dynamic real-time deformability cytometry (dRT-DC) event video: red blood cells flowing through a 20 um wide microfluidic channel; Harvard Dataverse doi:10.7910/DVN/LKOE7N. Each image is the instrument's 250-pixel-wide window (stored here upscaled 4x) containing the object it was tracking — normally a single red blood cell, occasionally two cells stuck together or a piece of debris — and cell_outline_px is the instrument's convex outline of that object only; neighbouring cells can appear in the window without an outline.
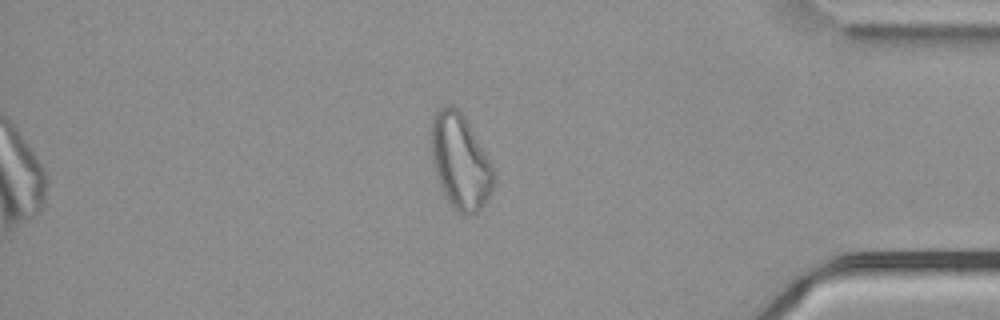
{"species": "common noctule bat (a hibernating species)", "species_latin": "Nyctalus noctula", "temperature_condition": "cold", "stored_images_in_passage": 55, "camera_frame_rate_fps": 3000, "um_per_image_px": 0.085, "animal": {"sex": "male", "body_mass_g": 21.5, "forearm_length_mm": 52.0}, "frame": {"image": 1, "passage_image": 47, "time_ms": 15.333, "image_size_px": [1000, 320], "cell_outline_px": [[492, 188], [484, 204], [476, 212], [468, 216], [464, 216], [456, 212], [444, 196], [440, 188], [432, 160], [432, 116], [440, 108], [456, 108], [464, 116], [492, 164]], "centroid_in_image_um": [39.1, 13.79], "position_along_channel_um": 396.1, "area_um2": 33.87}}